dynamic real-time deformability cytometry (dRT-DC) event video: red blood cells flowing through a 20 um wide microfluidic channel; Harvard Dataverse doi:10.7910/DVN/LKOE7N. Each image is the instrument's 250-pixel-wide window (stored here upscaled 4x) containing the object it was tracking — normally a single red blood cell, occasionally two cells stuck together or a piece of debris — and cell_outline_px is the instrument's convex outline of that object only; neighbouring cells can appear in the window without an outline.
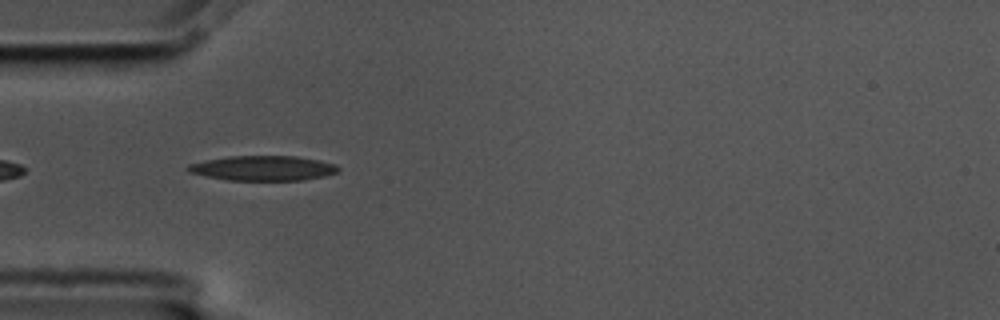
{"species": "common noctule bat (a hibernating species)", "species_latin": "Nyctalus noctula", "temperature_condition": "cold", "stored_images_in_passage": 10, "camera_frame_rate_fps": 3000, "um_per_image_px": 0.085, "animal": {"sex": "male", "body_mass_g": 17.5, "forearm_length_mm": 52.3}, "frame": {"image": 1, "passage_image": 5, "time_ms": 1.333, "image_size_px": [1000, 320], "cell_outline_px": [[340, 172], [324, 176], [304, 180], [228, 180], [188, 172], [184, 168], [188, 164], [204, 160], [228, 156], [296, 156], [320, 160], [336, 164], [340, 168]], "centroid_in_image_um": [22.37, 14.29], "position_along_channel_um": 62.6, "area_um2": 21.96}}